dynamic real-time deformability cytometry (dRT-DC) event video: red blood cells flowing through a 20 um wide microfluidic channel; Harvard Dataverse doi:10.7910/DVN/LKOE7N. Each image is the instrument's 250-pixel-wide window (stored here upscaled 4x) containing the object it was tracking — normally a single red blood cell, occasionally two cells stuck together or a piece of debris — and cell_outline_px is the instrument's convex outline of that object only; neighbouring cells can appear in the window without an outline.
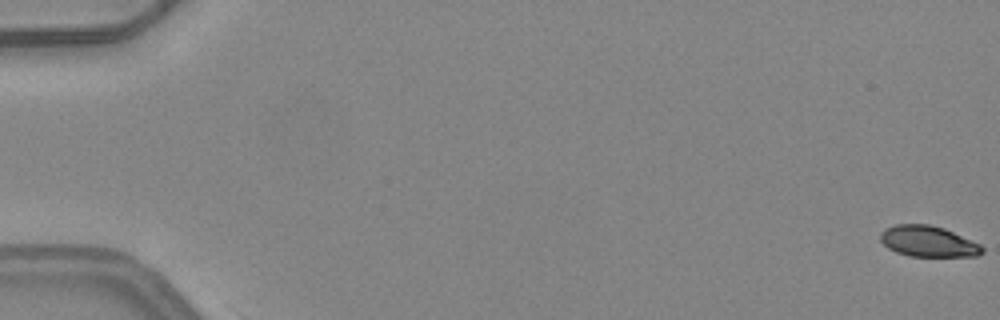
{"species": "common noctule bat (a hibernating species)", "species_latin": "Nyctalus noctula", "temperature_condition": "warm", "stored_images_in_passage": 6, "camera_frame_rate_fps": 3000, "um_per_image_px": 0.085, "animal": {"sex": "female", "body_mass_g": 24.6, "forearm_length_mm": 56.2}, "frame": {"image": 1, "passage_image": 1, "time_ms": 0.0, "image_size_px": [1000, 320], "cell_outline_px": [[984, 252], [976, 256], [908, 256], [896, 252], [888, 248], [880, 240], [880, 232], [884, 228], [896, 224], [928, 224], [944, 228], [980, 244], [984, 248]], "centroid_in_image_um": [78.87, 20.51], "position_along_channel_um": 6.1, "area_um2": 18.38}}